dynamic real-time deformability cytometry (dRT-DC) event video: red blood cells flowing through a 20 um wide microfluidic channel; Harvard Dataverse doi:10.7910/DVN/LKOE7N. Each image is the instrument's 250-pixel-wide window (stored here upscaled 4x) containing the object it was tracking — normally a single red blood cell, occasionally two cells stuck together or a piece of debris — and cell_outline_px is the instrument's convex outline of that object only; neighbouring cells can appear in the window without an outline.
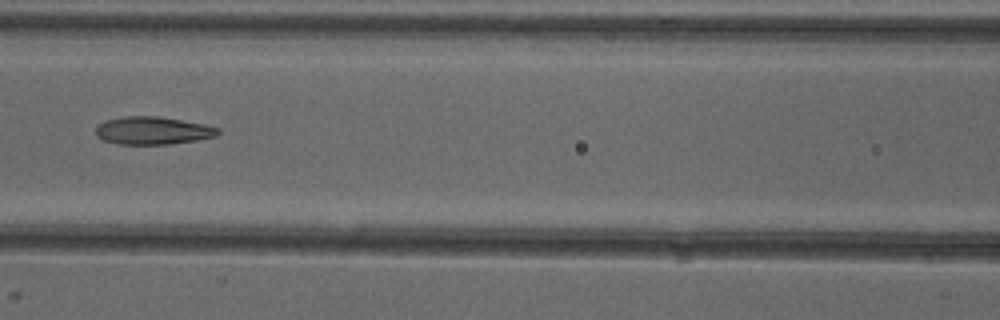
{"species": "common noctule bat (a hibernating species)", "species_latin": "Nyctalus noctula", "temperature_condition": "cold", "stored_images_in_passage": 7, "camera_frame_rate_fps": 3000, "um_per_image_px": 0.085, "animal": {"sex": "female"}, "frame": {"image": 1, "passage_image": 7, "time_ms": 7.667, "image_size_px": [1000, 320], "cell_outline_px": [[220, 132], [216, 136], [196, 140], [168, 144], [116, 144], [104, 140], [96, 136], [96, 128], [100, 124], [108, 120], [124, 116], [156, 116], [204, 124], [220, 128]], "centroid_in_image_um": [12.99, 11.1], "position_along_channel_um": 153.6, "area_um2": 19.59}}